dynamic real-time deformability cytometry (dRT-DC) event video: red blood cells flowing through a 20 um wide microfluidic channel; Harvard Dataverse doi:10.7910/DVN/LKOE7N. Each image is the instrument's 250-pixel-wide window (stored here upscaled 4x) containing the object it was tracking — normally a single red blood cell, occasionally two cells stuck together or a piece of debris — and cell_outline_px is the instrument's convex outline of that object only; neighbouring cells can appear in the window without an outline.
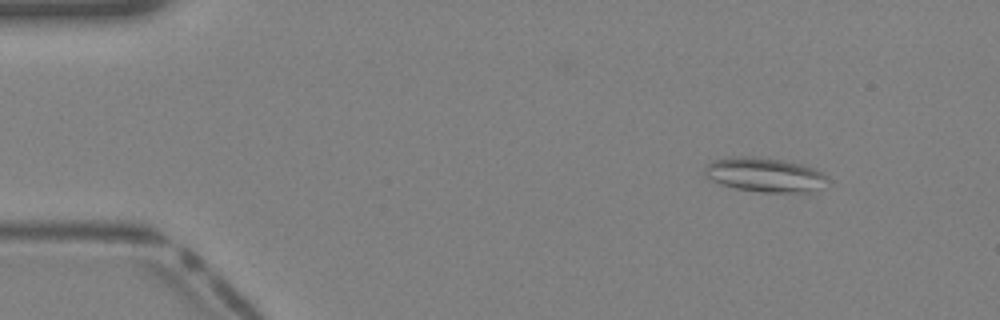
{"species": "Egyptian fruit bat (a non-hibernating species)", "species_latin": "Rousettus aegyptiacus", "temperature_condition": "warm", "stored_images_in_passage": 40, "camera_frame_rate_fps": 3000, "um_per_image_px": 0.085, "animal": {"sex": "female"}, "frame": {"image": 1, "passage_image": 5, "time_ms": 1.333, "image_size_px": [1000, 320], "cell_outline_px": [[828, 180], [816, 192], [760, 192], [736, 188], [720, 184], [704, 176], [704, 168], [712, 160], [740, 156], [752, 156], [780, 160], [804, 164], [816, 168], [828, 176]], "centroid_in_image_um": [65.04, 14.86], "position_along_channel_um": 20.0, "area_um2": 24.74}}
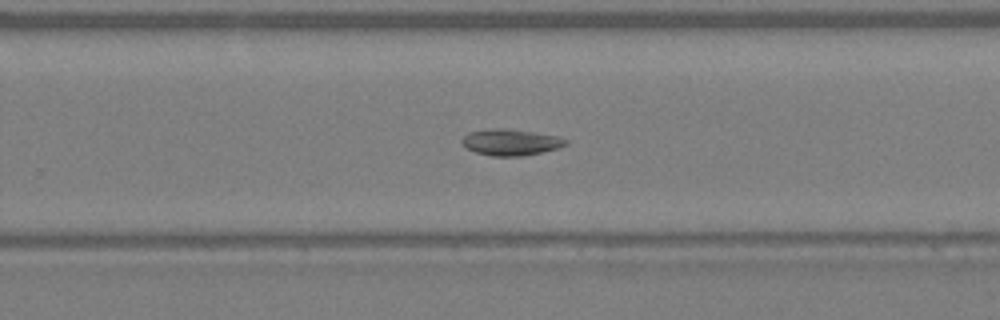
{"frame": {"image": 2, "passage_image": 26, "time_ms": 8.333, "image_size_px": [1000, 320], "cell_outline_px": [[568, 144], [560, 148], [524, 156], [492, 156], [476, 152], [460, 144], [460, 140], [468, 132], [492, 128], [508, 128], [536, 132], [556, 136], [568, 140]], "centroid_in_image_um": [43.41, 12.08], "position_along_channel_um": 286.4, "area_um2": 16.13}}
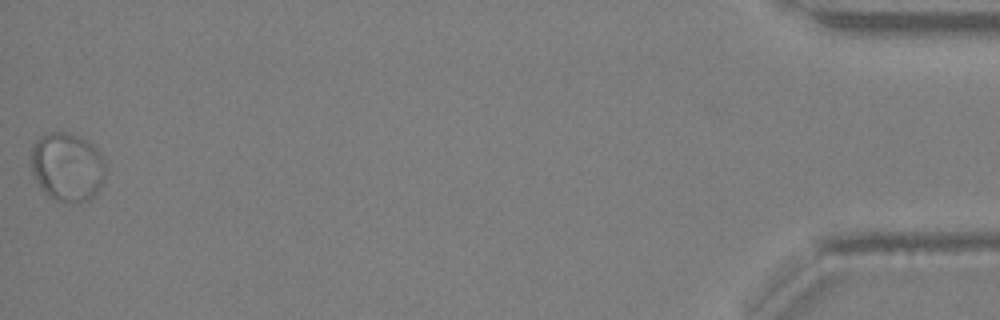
{"frame": {"image": 3, "passage_image": 40, "time_ms": 13.0, "image_size_px": [1000, 320], "cell_outline_px": [[108, 172], [100, 188], [88, 200], [80, 204], [68, 204], [56, 200], [48, 196], [40, 188], [32, 176], [28, 156], [32, 144], [44, 132], [64, 132], [80, 136], [92, 144], [104, 156], [108, 168]], "centroid_in_image_um": [5.7, 14.2], "position_along_channel_um": 429.5, "area_um2": 31.27}}